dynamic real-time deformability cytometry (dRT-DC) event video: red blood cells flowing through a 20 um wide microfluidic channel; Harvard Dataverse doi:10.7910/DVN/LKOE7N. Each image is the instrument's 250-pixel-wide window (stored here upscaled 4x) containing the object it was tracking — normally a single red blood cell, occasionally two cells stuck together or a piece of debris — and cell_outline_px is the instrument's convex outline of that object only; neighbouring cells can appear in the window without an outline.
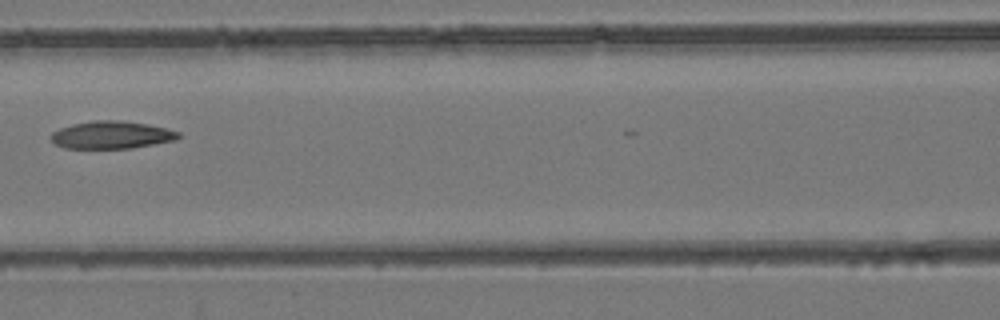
{"species": "common noctule bat (a hibernating species)", "species_latin": "Nyctalus noctula", "temperature_condition": "room temperature", "stored_images_in_passage": 5, "camera_frame_rate_fps": 3000, "um_per_image_px": 0.085, "animal": {"sex": "female", "body_mass_g": 24.6, "forearm_length_mm": 56.2}, "frame": {"image": 1, "passage_image": 4, "time_ms": 1.0, "image_size_px": [1000, 320], "cell_outline_px": [[180, 136], [176, 140], [132, 148], [64, 148], [56, 144], [52, 140], [52, 132], [60, 128], [72, 124], [92, 120], [120, 120], [148, 124], [180, 132]], "centroid_in_image_um": [9.49, 11.46], "position_along_channel_um": 157.1, "area_um2": 20.4}}